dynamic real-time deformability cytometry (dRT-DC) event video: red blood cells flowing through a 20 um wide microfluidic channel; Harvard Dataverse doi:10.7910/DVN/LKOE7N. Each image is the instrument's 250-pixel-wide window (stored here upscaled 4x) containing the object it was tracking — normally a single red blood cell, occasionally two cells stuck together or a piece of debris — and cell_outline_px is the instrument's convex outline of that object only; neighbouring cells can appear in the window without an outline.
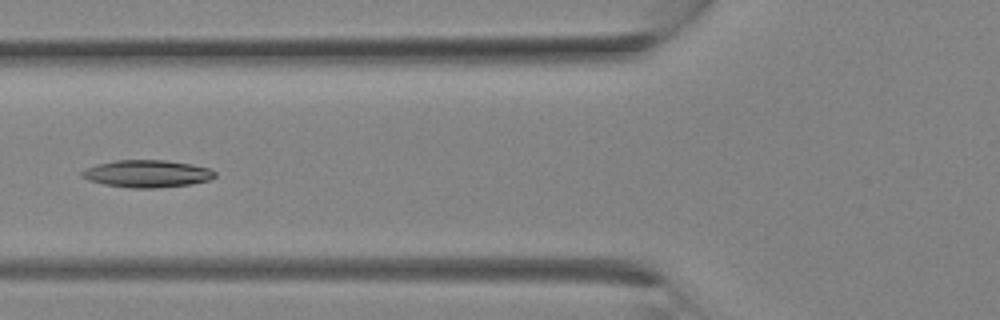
{"species": "Egyptian fruit bat (a non-hibernating species)", "species_latin": "Rousettus aegyptiacus", "temperature_condition": "room temperature", "stored_images_in_passage": 24, "camera_frame_rate_fps": 3000, "um_per_image_px": 0.085, "animal": {"sex": "female"}, "frame": {"image": 1, "passage_image": 7, "time_ms": 2.0, "image_size_px": [1000, 320], "cell_outline_px": [[216, 176], [208, 180], [192, 184], [156, 188], [132, 188], [104, 184], [88, 180], [80, 176], [80, 172], [96, 164], [116, 160], [164, 160], [192, 164], [208, 168], [216, 172]], "centroid_in_image_um": [12.5, 14.76], "position_along_channel_um": 113.3, "area_um2": 21.15}}
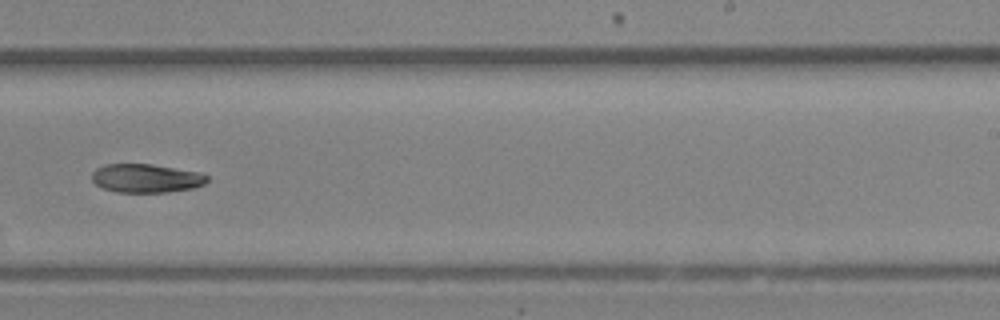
{"frame": {"image": 2, "passage_image": 14, "time_ms": 4.333, "image_size_px": [1000, 320], "cell_outline_px": [[208, 180], [204, 184], [192, 188], [168, 192], [116, 192], [104, 188], [96, 184], [92, 180], [92, 172], [96, 168], [104, 164], [152, 164], [200, 172], [208, 176]], "centroid_in_image_um": [12.42, 15.14], "position_along_channel_um": 276.6, "area_um2": 19.25}}
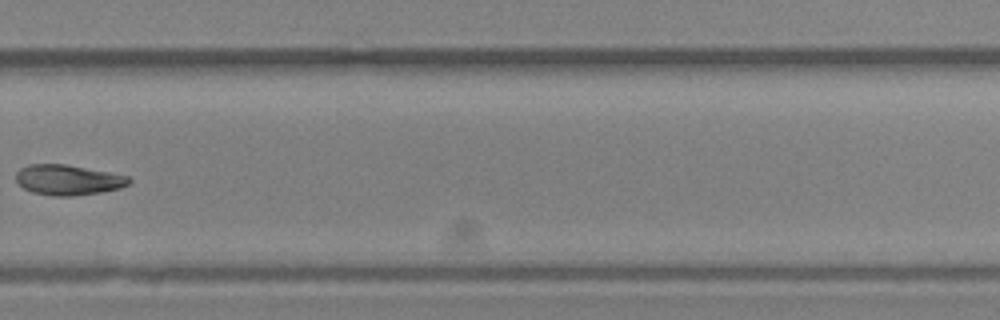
{"frame": {"image": 3, "passage_image": 16, "time_ms": 5.0, "image_size_px": [1000, 320], "cell_outline_px": [[132, 180], [128, 184], [120, 188], [104, 192], [72, 196], [52, 196], [32, 192], [24, 188], [16, 180], [16, 172], [20, 168], [28, 164], [64, 164], [132, 176]], "centroid_in_image_um": [5.82, 15.29], "position_along_channel_um": 324.0, "area_um2": 20.11}}